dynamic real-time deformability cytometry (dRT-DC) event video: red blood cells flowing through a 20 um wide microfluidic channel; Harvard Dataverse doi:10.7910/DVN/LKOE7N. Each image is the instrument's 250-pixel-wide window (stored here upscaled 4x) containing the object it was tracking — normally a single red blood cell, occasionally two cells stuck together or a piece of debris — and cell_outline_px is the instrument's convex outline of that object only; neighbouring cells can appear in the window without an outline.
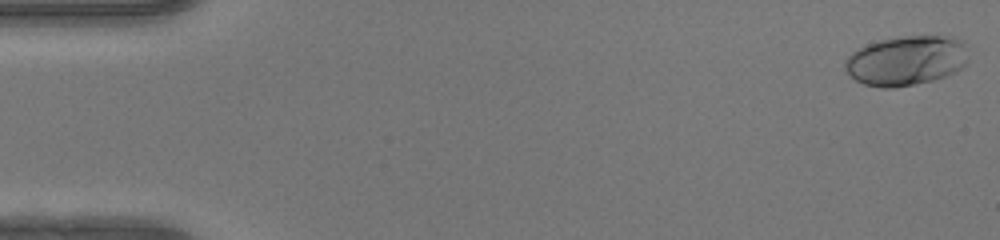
{"species": "human", "species_latin": "Homo sapiens", "temperature_condition": "warm", "stored_images_in_passage": 50, "camera_frame_rate_fps": 3000, "um_per_image_px": 0.085, "donor": {"sex": "female"}, "frame": {"image": 1, "passage_image": 1, "time_ms": 0.0, "image_size_px": [1000, 240], "cell_outline_px": [[968, 60], [956, 72], [932, 80], [896, 88], [884, 88], [864, 84], [856, 80], [844, 68], [844, 64], [848, 56], [852, 52], [868, 44], [880, 40], [900, 36], [952, 36], [964, 40]], "centroid_in_image_um": [77.05, 5.14], "position_along_channel_um": 8.0, "area_um2": 35.72}}
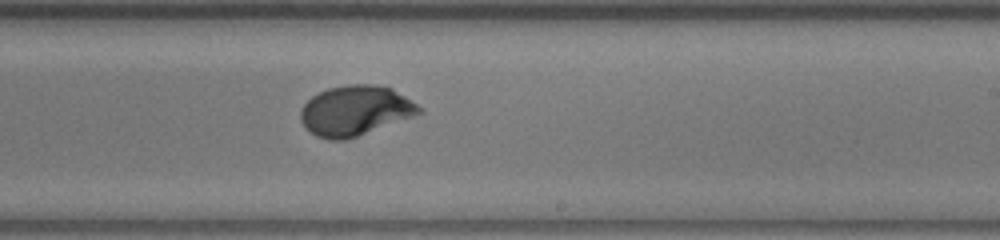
{"frame": {"image": 2, "passage_image": 30, "time_ms": 9.667, "image_size_px": [1000, 240], "cell_outline_px": [[424, 112], [356, 136], [344, 140], [328, 140], [316, 136], [304, 128], [300, 120], [300, 108], [312, 96], [328, 88], [348, 84], [376, 84], [392, 88], [424, 108]], "centroid_in_image_um": [30.17, 9.39], "position_along_channel_um": 258.8, "area_um2": 34.56}}
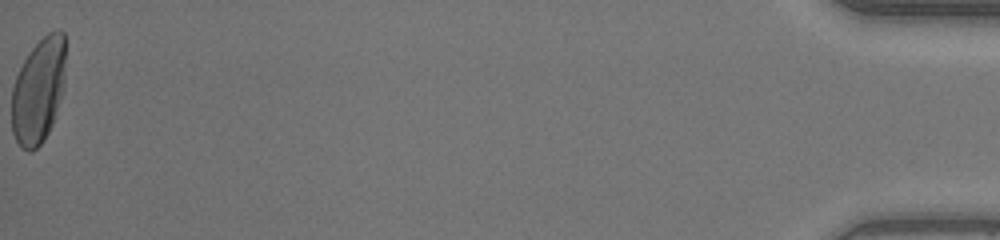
{"frame": {"image": 3, "passage_image": 50, "time_ms": 16.333, "image_size_px": [1000, 240], "cell_outline_px": [[64, 88], [52, 124], [44, 140], [32, 152], [28, 152], [20, 148], [12, 132], [12, 88], [16, 76], [28, 52], [48, 32], [56, 28], [60, 28], [64, 32]], "centroid_in_image_um": [3.26, 7.71], "position_along_channel_um": 431.9, "area_um2": 33.23}, "authors_computed_cell_mechanics": {"area_um2": 33.4662, "velocity_mm_per_s": 4.1846, "shape_relaxation_time_tau1_ms": 3.8145, "shape_relaxation_time_tau2_ms": null, "deformation_change_tau1": 0.1977, "deformation_change_tau2": null}}